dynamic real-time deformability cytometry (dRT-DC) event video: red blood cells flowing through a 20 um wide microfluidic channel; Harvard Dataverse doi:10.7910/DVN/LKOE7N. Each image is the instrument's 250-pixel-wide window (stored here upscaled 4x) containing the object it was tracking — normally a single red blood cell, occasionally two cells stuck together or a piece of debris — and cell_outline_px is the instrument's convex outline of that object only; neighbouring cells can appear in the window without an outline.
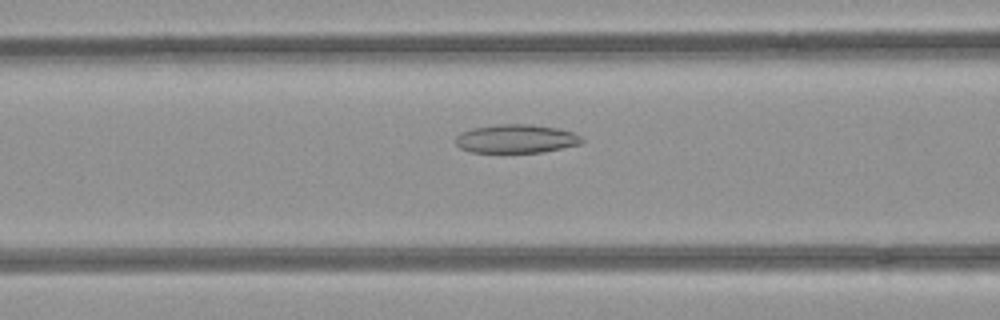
{"species": "common noctule bat (a hibernating species)", "species_latin": "Nyctalus noctula", "temperature_condition": "room temperature", "stored_images_in_passage": 46, "camera_frame_rate_fps": 3000, "um_per_image_px": 0.085, "animal": {"sex": "female", "body_mass_g": 21.9}, "frame": {"image": 1, "passage_image": 15, "time_ms": 4.667, "image_size_px": [1000, 320], "cell_outline_px": [[584, 140], [580, 144], [540, 152], [472, 152], [460, 148], [456, 144], [456, 136], [460, 132], [472, 128], [496, 124], [532, 124], [556, 128], [572, 132], [580, 136]], "centroid_in_image_um": [43.84, 11.78], "position_along_channel_um": 122.8, "area_um2": 20.92}}
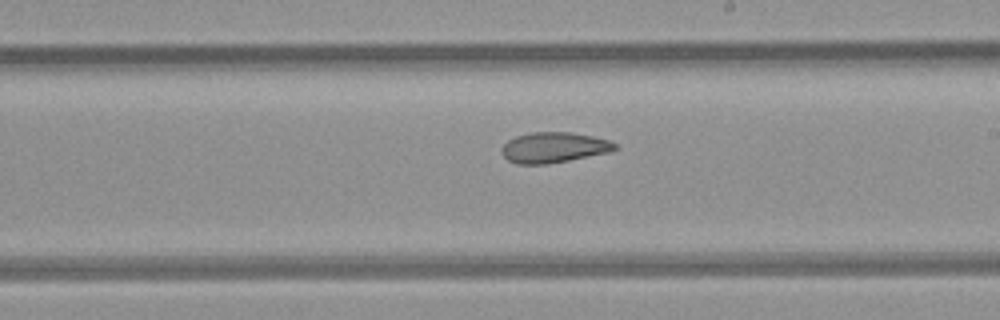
{"frame": {"image": 2, "passage_image": 24, "time_ms": 7.667, "image_size_px": [1000, 320], "cell_outline_px": [[616, 148], [608, 152], [548, 164], [516, 164], [508, 160], [500, 152], [500, 148], [508, 140], [516, 136], [532, 132], [572, 132], [592, 136], [608, 140], [616, 144]], "centroid_in_image_um": [47.01, 12.53], "position_along_channel_um": 242.0, "area_um2": 20.0}}
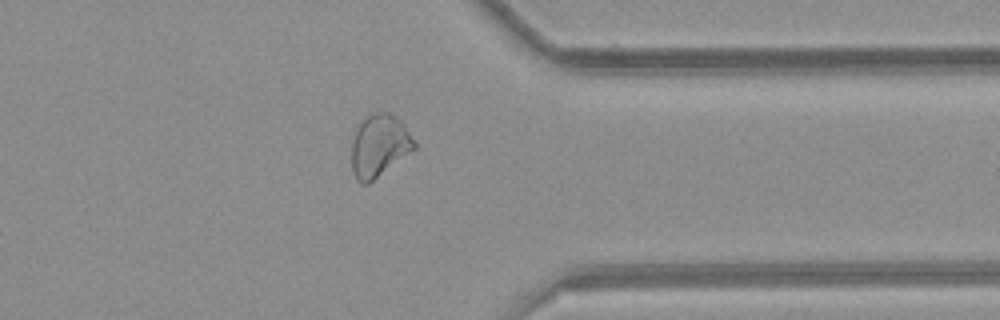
{"frame": {"image": 3, "passage_image": 35, "time_ms": 11.333, "image_size_px": [1000, 320], "cell_outline_px": [[416, 148], [368, 184], [360, 184], [352, 168], [352, 140], [356, 128], [364, 116], [372, 112], [388, 112], [396, 116], [400, 120], [416, 140]], "centroid_in_image_um": [32.24, 12.35], "position_along_channel_um": 379.2, "area_um2": 22.89}, "authors_computed_cell_mechanics": {"area_um2": 22.9755, "velocity_mm_per_s": 3.9716, "shape_relaxation_time_tau1_ms": null, "shape_relaxation_time_tau2_ms": 3.0557, "deformation_change_tau1": null, "deformation_change_tau2": 0.0923}}